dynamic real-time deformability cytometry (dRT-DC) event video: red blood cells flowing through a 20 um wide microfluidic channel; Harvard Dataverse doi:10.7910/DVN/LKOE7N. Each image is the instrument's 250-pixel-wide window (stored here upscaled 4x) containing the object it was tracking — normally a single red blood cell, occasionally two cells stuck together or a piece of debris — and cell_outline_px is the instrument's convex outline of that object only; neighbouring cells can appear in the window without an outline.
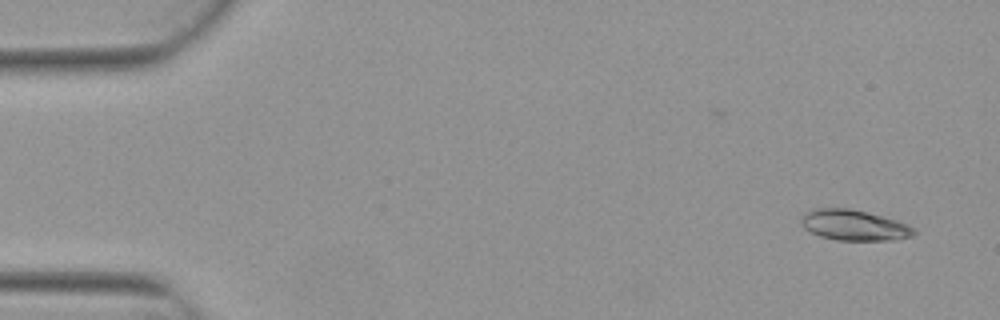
{"species": "Egyptian fruit bat (a non-hibernating species)", "species_latin": "Rousettus aegyptiacus", "temperature_condition": "warm", "stored_images_in_passage": 4, "camera_frame_rate_fps": 3000, "um_per_image_px": 0.085, "animal": {"sex": "female"}, "frame": {"image": 1, "passage_image": 1, "time_ms": 0.0, "image_size_px": [1000, 320], "cell_outline_px": [[916, 232], [912, 236], [896, 240], [836, 240], [820, 236], [804, 228], [800, 224], [800, 220], [804, 212], [812, 208], [848, 208], [896, 220], [908, 224], [916, 228]], "centroid_in_image_um": [72.58, 19.14], "position_along_channel_um": 12.4, "area_um2": 20.17}}